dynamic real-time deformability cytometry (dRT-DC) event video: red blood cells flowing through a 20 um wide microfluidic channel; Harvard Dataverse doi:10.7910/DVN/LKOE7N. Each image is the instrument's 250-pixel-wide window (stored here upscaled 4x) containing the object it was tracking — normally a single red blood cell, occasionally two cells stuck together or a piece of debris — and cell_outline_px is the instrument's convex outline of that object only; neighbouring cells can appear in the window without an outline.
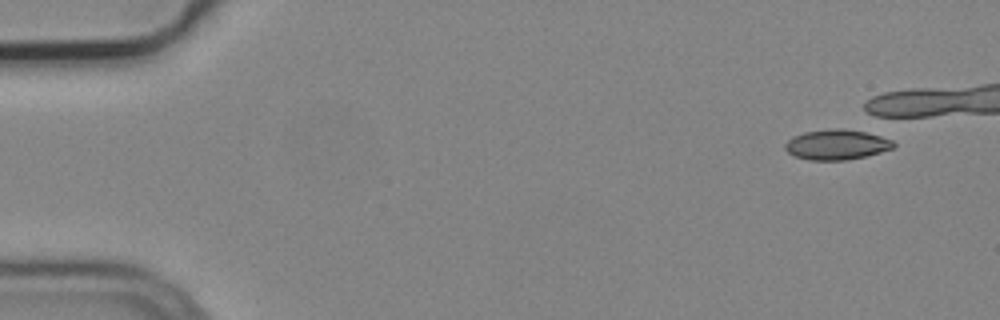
{"species": "common noctule bat (a hibernating species)", "species_latin": "Nyctalus noctula", "temperature_condition": "cold", "stored_images_in_passage": 5, "camera_frame_rate_fps": 3000, "um_per_image_px": 0.085, "animal": {"sex": "male", "body_mass_g": 19.2, "forearm_length_mm": 51.8}, "frame": {"image": 1, "passage_image": 1, "time_ms": 0.0, "image_size_px": [1000, 320], "cell_outline_px": [[896, 144], [892, 148], [868, 156], [844, 160], [808, 160], [796, 156], [788, 152], [784, 148], [784, 144], [792, 136], [804, 132], [836, 128], [840, 128], [864, 132], [880, 136], [892, 140]], "centroid_in_image_um": [71.1, 12.3], "position_along_channel_um": 13.9, "area_um2": 18.96}}